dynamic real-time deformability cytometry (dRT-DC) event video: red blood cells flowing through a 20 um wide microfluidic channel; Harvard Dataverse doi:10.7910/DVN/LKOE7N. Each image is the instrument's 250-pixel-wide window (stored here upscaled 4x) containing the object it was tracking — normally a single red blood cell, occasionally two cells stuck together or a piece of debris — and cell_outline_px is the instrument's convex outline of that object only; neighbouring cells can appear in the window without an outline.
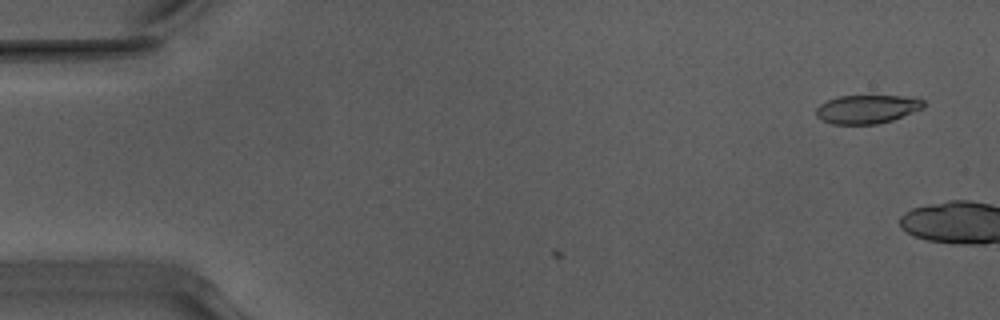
{"species": "Egyptian fruit bat (a non-hibernating species)", "species_latin": "Rousettus aegyptiacus", "temperature_condition": "warm", "stored_images_in_passage": 6, "camera_frame_rate_fps": 3000, "um_per_image_px": 0.085, "animal": {"sex": "male"}, "frame": {"image": 1, "passage_image": 6, "time_ms": 1.667, "image_size_px": [1000, 320], "cell_outline_px": [[924, 108], [892, 120], [876, 124], [832, 124], [816, 116], [816, 108], [820, 104], [828, 100], [840, 96], [916, 96], [924, 100]], "centroid_in_image_um": [73.74, 9.27], "position_along_channel_um": 11.3, "area_um2": 17.92}}